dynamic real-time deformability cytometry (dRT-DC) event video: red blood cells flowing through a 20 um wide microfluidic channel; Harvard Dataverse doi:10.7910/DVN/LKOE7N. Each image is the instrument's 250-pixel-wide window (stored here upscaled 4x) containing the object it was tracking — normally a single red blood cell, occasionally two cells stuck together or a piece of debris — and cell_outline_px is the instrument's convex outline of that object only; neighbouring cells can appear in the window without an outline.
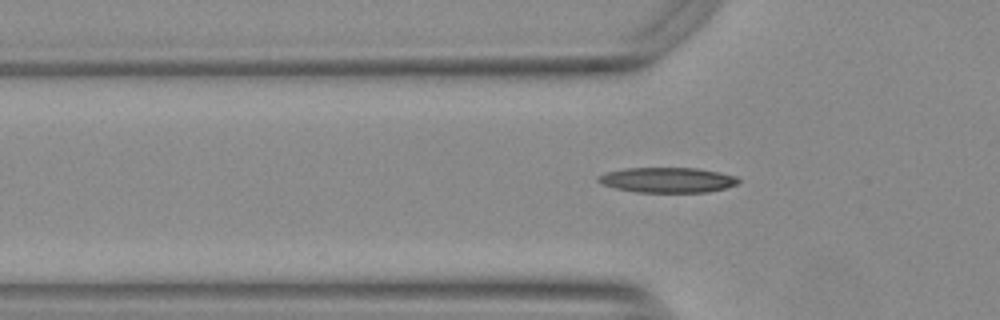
{"species": "Egyptian fruit bat (a non-hibernating species)", "species_latin": "Rousettus aegyptiacus", "temperature_condition": "warm", "stored_images_in_passage": 40, "camera_frame_rate_fps": 3000, "um_per_image_px": 0.085, "animal": {"sex": "female"}, "frame": {"image": 1, "passage_image": 10, "time_ms": 3.0, "image_size_px": [1000, 320], "cell_outline_px": [[740, 184], [708, 192], [636, 192], [616, 188], [604, 184], [596, 180], [600, 176], [608, 172], [624, 168], [696, 168], [736, 176], [740, 180]], "centroid_in_image_um": [56.77, 15.3], "position_along_channel_um": 69.0, "area_um2": 20.35}}
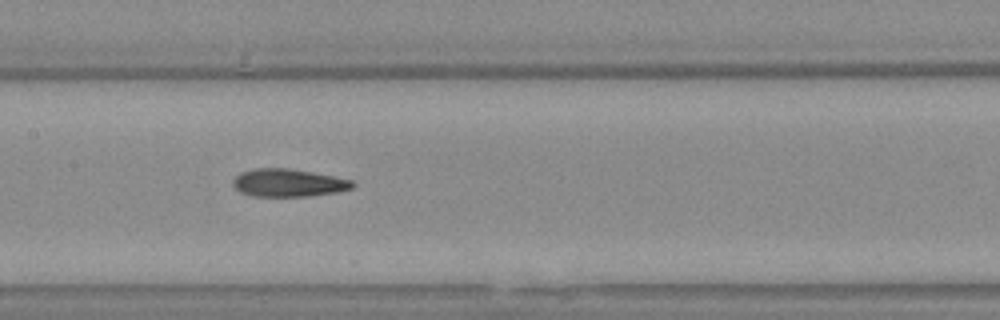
{"frame": {"image": 2, "passage_image": 19, "time_ms": 6.0, "image_size_px": [1000, 320], "cell_outline_px": [[356, 184], [352, 188], [336, 192], [308, 196], [252, 196], [240, 192], [232, 184], [232, 180], [240, 172], [256, 168], [288, 168], [312, 172], [352, 180]], "centroid_in_image_um": [24.48, 15.54], "position_along_channel_um": 182.9, "area_um2": 19.31}}
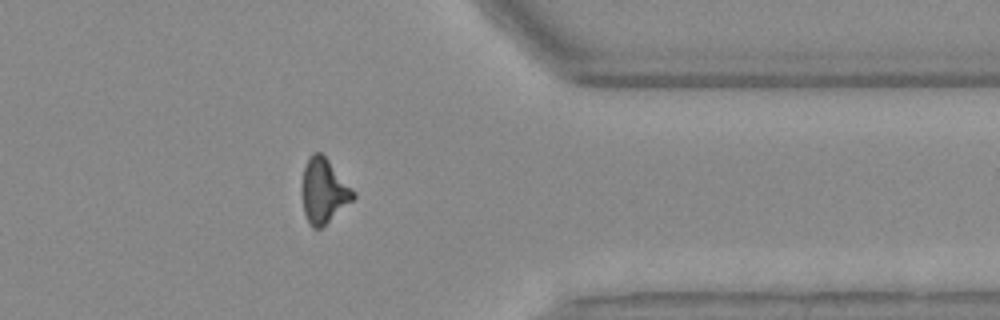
{"frame": {"image": 3, "passage_image": 36, "time_ms": 11.667, "image_size_px": [1000, 320], "cell_outline_px": [[356, 196], [352, 200], [320, 228], [312, 228], [304, 212], [300, 188], [300, 184], [304, 168], [308, 156], [312, 152], [320, 152], [328, 160], [356, 192]], "centroid_in_image_um": [27.48, 16.19], "position_along_channel_um": 383.9, "area_um2": 19.25}}